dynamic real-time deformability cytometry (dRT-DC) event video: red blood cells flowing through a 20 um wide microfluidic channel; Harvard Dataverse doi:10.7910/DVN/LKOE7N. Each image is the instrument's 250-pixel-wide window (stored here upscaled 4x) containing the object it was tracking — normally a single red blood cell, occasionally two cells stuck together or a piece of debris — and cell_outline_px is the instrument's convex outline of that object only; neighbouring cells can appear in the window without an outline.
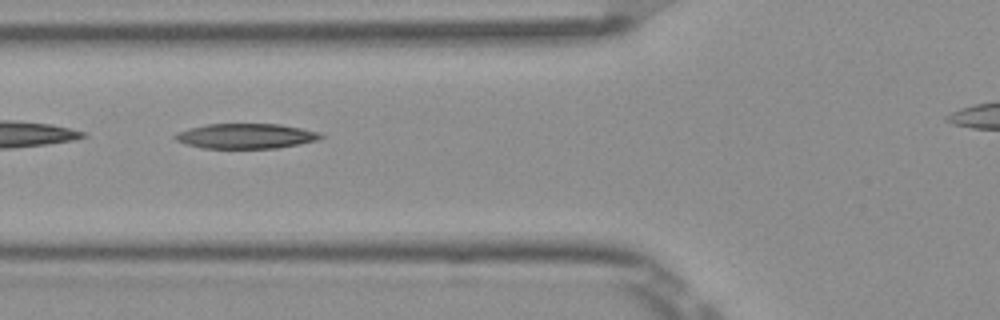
{"species": "Egyptian fruit bat (a non-hibernating species)", "species_latin": "Rousettus aegyptiacus", "temperature_condition": "room temperature", "stored_images_in_passage": 6, "camera_frame_rate_fps": 3000, "um_per_image_px": 0.085, "frame": {"image": 1, "passage_image": 6, "time_ms": 1.667, "image_size_px": [1000, 320], "cell_outline_px": [[324, 136], [316, 140], [300, 144], [276, 148], [204, 148], [184, 144], [176, 140], [172, 136], [188, 128], [208, 124], [280, 124], [320, 132]], "centroid_in_image_um": [20.89, 11.56], "position_along_channel_um": 104.9, "area_um2": 21.15}}